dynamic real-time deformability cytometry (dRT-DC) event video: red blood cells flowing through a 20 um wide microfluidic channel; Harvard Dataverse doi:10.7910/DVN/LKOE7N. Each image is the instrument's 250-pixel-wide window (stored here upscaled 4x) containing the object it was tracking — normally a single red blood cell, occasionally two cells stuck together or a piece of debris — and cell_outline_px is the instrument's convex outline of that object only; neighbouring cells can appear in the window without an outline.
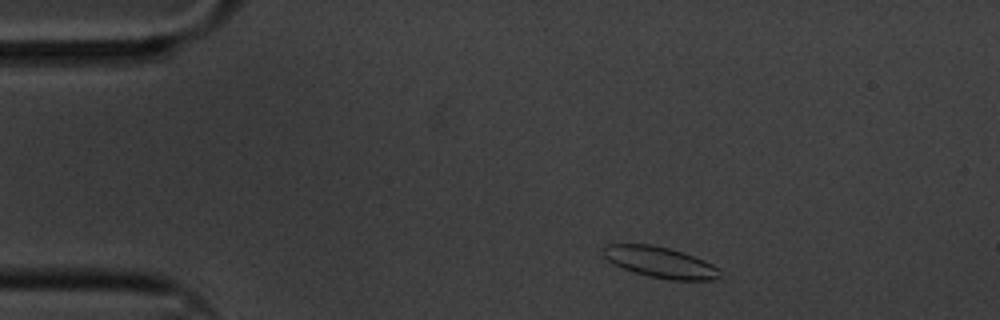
{"species": "common noctule bat (a hibernating species)", "species_latin": "Nyctalus noctula", "temperature_condition": "cold", "stored_images_in_passage": 51, "camera_frame_rate_fps": 3000, "um_per_image_px": 0.085, "animal": {"sex": "male", "body_mass_g": 20.1, "forearm_length_mm": 53.5}, "frame": {"image": 1, "passage_image": 1, "time_ms": 0.0, "image_size_px": [1000, 320], "cell_outline_px": [[720, 268], [716, 280], [672, 280], [648, 276], [624, 268], [608, 260], [604, 256], [604, 244], [648, 244], [668, 248], [684, 252], [704, 260]], "centroid_in_image_um": [56.14, 22.29], "position_along_channel_um": 28.9, "area_um2": 20.75}}
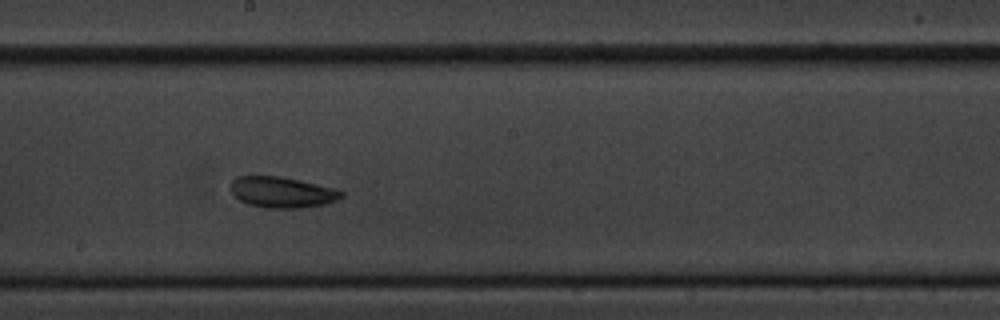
{"frame": {"image": 2, "passage_image": 24, "time_ms": 7.667, "image_size_px": [1000, 320], "cell_outline_px": [[344, 196], [328, 204], [300, 208], [268, 208], [248, 204], [240, 200], [232, 192], [232, 180], [236, 176], [276, 176], [300, 180], [336, 188], [344, 192]], "centroid_in_image_um": [24.03, 16.34], "position_along_channel_um": 224.2, "area_um2": 19.94}}
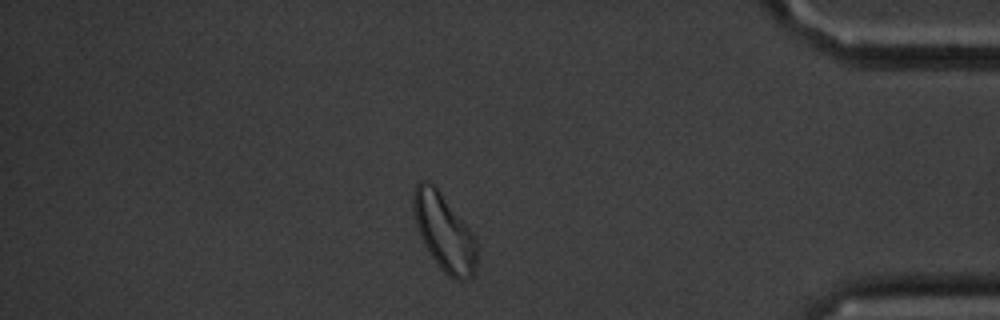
{"frame": {"image": 3, "passage_image": 43, "time_ms": 14.0, "image_size_px": [1000, 320], "cell_outline_px": [[476, 268], [472, 276], [464, 280], [456, 280], [448, 276], [444, 272], [428, 252], [420, 236], [416, 224], [412, 204], [412, 196], [416, 184], [420, 180], [424, 180], [432, 184], [440, 192], [472, 232], [476, 240]], "centroid_in_image_um": [37.74, 19.75], "position_along_channel_um": 397.5, "area_um2": 28.15}, "authors_computed_cell_mechanics": {"area_um2": 20.6924, "velocity_mm_per_s": 3.2664, "shape_relaxation_time_tau1_ms": 4.5187, "shape_relaxation_time_tau2_ms": 5.3662, "deformation_change_tau1": 0.0793, "deformation_change_tau2": 0.088}}